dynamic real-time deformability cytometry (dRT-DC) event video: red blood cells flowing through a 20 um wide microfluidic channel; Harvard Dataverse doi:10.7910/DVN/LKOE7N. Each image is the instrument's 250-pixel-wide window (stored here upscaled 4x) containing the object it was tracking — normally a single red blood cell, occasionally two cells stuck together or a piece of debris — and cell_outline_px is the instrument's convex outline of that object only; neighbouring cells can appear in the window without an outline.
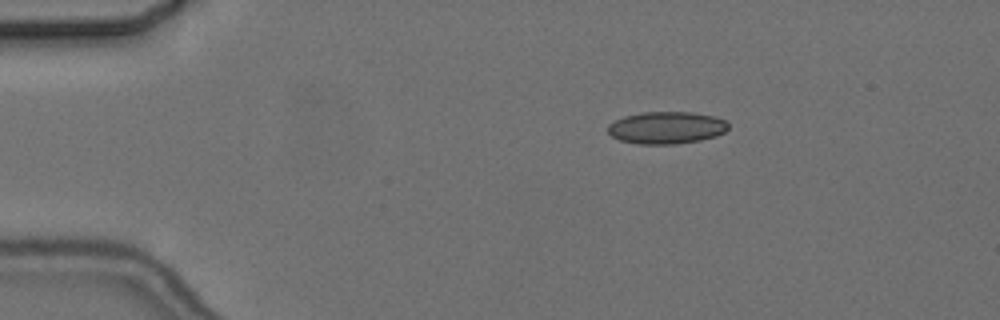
{"species": "common noctule bat (a hibernating species)", "species_latin": "Nyctalus noctula", "temperature_condition": "cold", "stored_images_in_passage": 2, "camera_frame_rate_fps": 3000, "um_per_image_px": 0.085, "animal": {"sex": "female", "body_mass_g": 24.6, "forearm_length_mm": 56.2}, "frame": {"image": 1, "passage_image": 1, "time_ms": 0.0, "image_size_px": [1000, 320], "cell_outline_px": [[728, 128], [724, 132], [716, 136], [700, 140], [676, 144], [640, 144], [620, 140], [612, 136], [608, 132], [608, 124], [624, 116], [644, 112], [692, 112], [716, 116], [724, 120], [728, 124]], "centroid_in_image_um": [56.66, 10.85], "position_along_channel_um": 28.3, "area_um2": 22.6}}